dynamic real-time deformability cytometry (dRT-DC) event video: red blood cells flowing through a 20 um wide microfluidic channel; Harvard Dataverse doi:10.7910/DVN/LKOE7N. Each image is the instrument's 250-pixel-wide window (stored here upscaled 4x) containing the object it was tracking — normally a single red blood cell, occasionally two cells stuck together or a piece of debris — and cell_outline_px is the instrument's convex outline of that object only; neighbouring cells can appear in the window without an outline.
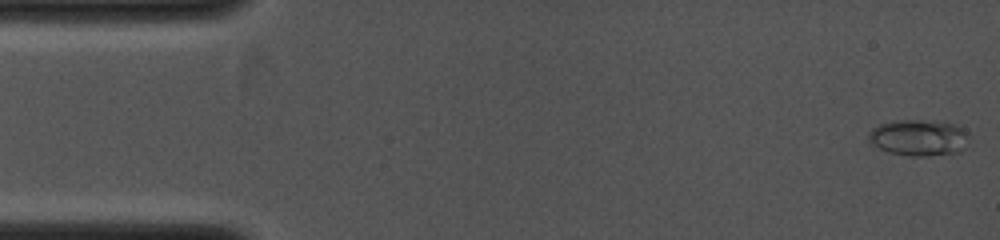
{"species": "common noctule bat (a hibernating species)", "species_latin": "Nyctalus noctula", "temperature_condition": "cold", "stored_images_in_passage": 11, "camera_frame_rate_fps": 4000, "um_per_image_px": 0.085, "animal": {"sex": "female", "body_mass_g": 19.0, "forearm_length_mm": 53.3}, "frame": {"image": 1, "passage_image": 1, "time_ms": 0.0, "image_size_px": [1000, 240], "cell_outline_px": [[968, 136], [964, 148], [960, 152], [928, 156], [908, 156], [888, 152], [880, 148], [868, 140], [868, 132], [872, 128], [880, 124], [896, 120], [936, 120], [952, 124], [964, 128], [968, 132]], "centroid_in_image_um": [78.1, 11.7], "position_along_channel_um": 6.9, "area_um2": 21.39}}
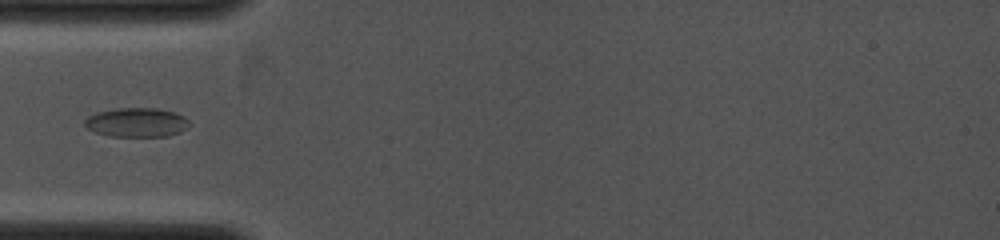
{"frame": {"image": 2, "passage_image": 8, "time_ms": 3.75, "image_size_px": [1000, 240], "cell_outline_px": [[188, 124], [180, 132], [168, 136], [108, 136], [96, 132], [88, 128], [84, 124], [84, 120], [88, 116], [96, 112], [116, 108], [156, 108], [176, 112], [184, 116], [188, 120]], "centroid_in_image_um": [11.59, 10.39], "position_along_channel_um": 73.4, "area_um2": 17.74}}
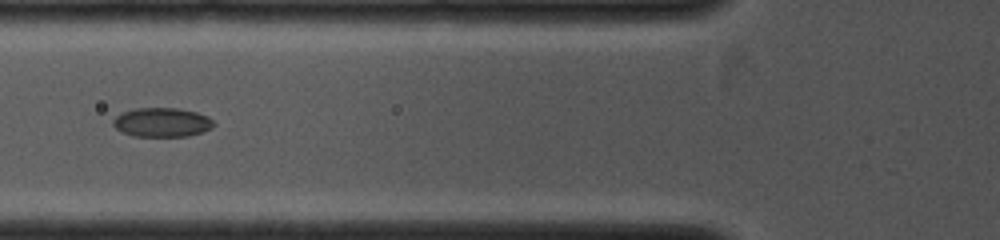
{"frame": {"image": 3, "passage_image": 10, "time_ms": 4.5, "image_size_px": [1000, 240], "cell_outline_px": [[216, 124], [212, 128], [204, 132], [188, 136], [132, 136], [116, 128], [112, 124], [112, 120], [116, 116], [124, 112], [136, 108], [176, 108], [196, 112], [208, 116]], "centroid_in_image_um": [13.8, 10.4], "position_along_channel_um": 112.0, "area_um2": 17.11}}